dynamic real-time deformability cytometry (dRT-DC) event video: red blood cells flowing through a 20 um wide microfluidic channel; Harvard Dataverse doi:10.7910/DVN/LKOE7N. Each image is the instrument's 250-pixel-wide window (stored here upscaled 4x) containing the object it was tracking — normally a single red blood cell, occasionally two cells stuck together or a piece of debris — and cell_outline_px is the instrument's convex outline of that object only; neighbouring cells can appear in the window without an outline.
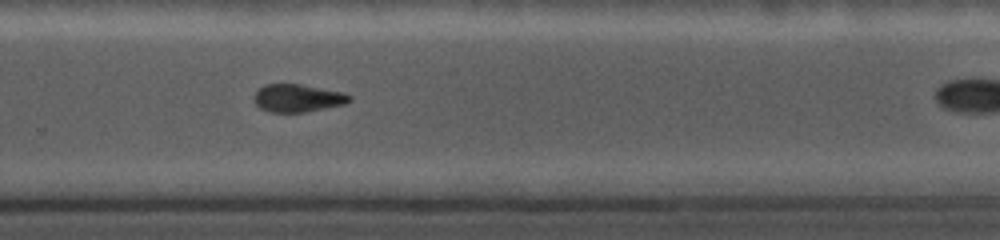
{"species": "common noctule bat (a hibernating species)", "species_latin": "Nyctalus noctula", "temperature_condition": "cold", "stored_images_in_passage": 32, "camera_frame_rate_fps": 5000, "um_per_image_px": 0.085, "animal": {"sex": "female", "body_mass_g": 19.0, "forearm_length_mm": 56.7}, "frame": {"image": 1, "passage_image": 28, "time_ms": 8.6, "image_size_px": [1000, 240], "cell_outline_px": [[352, 100], [344, 104], [304, 112], [272, 112], [260, 108], [252, 100], [252, 96], [264, 84], [300, 84], [344, 92], [352, 96]], "centroid_in_image_um": [25.29, 8.33], "position_along_channel_um": 304.5, "area_um2": 15.49}}